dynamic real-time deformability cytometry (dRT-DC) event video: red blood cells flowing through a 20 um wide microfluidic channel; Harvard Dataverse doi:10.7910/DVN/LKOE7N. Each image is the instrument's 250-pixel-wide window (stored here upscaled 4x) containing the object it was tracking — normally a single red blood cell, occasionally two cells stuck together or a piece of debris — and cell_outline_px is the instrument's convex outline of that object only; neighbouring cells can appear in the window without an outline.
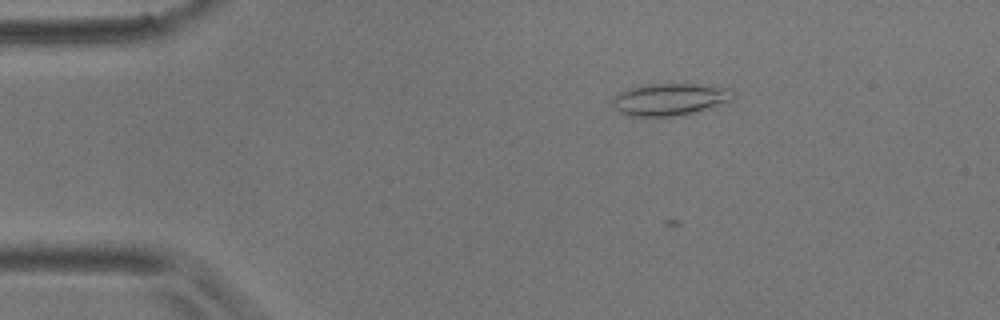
{"species": "common noctule bat (a hibernating species)", "species_latin": "Nyctalus noctula", "temperature_condition": "room temperature", "stored_images_in_passage": 21, "camera_frame_rate_fps": 3000, "um_per_image_px": 0.085, "animal": {"sex": "male", "body_mass_g": 17.9}, "frame": {"image": 1, "passage_image": 8, "time_ms": 2.333, "image_size_px": [1000, 320], "cell_outline_px": [[736, 92], [732, 100], [684, 116], [628, 116], [612, 108], [612, 96], [628, 88], [640, 84], [696, 84], [732, 88]], "centroid_in_image_um": [56.92, 8.44], "position_along_channel_um": 28.1, "area_um2": 23.06}}
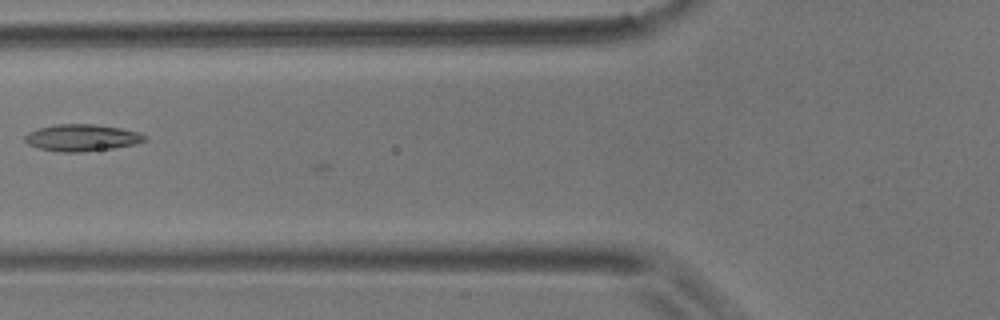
{"frame": {"image": 2, "passage_image": 20, "time_ms": 6.333, "image_size_px": [1000, 320], "cell_outline_px": [[148, 140], [136, 144], [112, 148], [80, 152], [60, 152], [36, 148], [28, 144], [24, 140], [24, 136], [28, 132], [36, 128], [56, 124], [96, 124], [120, 128], [140, 132], [148, 136]], "centroid_in_image_um": [6.96, 11.7], "position_along_channel_um": 118.8, "area_um2": 19.02}}